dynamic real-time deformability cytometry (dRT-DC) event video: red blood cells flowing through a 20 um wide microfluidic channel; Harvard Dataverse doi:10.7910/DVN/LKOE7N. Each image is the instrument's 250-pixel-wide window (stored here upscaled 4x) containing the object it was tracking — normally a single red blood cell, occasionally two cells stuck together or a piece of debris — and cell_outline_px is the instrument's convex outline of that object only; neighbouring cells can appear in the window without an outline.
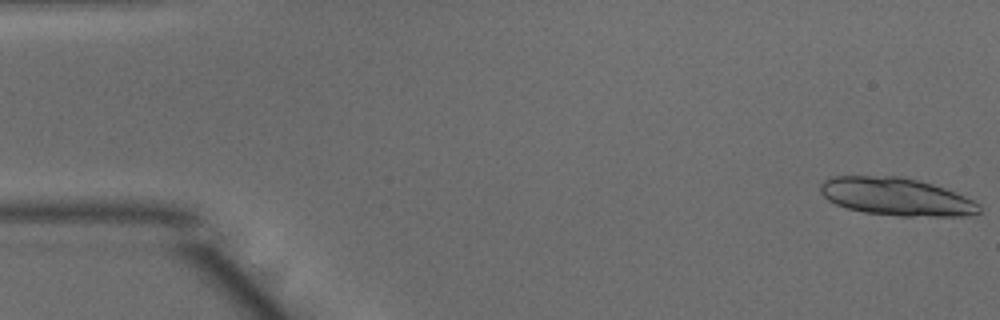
{"species": "common noctule bat (a hibernating species)", "species_latin": "Nyctalus noctula", "temperature_condition": "warm", "stored_images_in_passage": 22, "camera_frame_rate_fps": 3000, "um_per_image_px": 0.085, "animal": {"sex": "male", "body_mass_g": 15.6}, "frame": {"image": 1, "passage_image": 1, "time_ms": 0.0, "image_size_px": [1000, 320], "cell_outline_px": [[980, 212], [972, 216], [900, 216], [864, 212], [848, 208], [836, 204], [828, 200], [820, 192], [820, 184], [824, 180], [832, 176], [896, 176], [916, 180], [932, 184], [944, 188], [964, 196], [980, 204]], "centroid_in_image_um": [76.18, 16.72], "position_along_channel_um": 8.8, "area_um2": 34.85}}
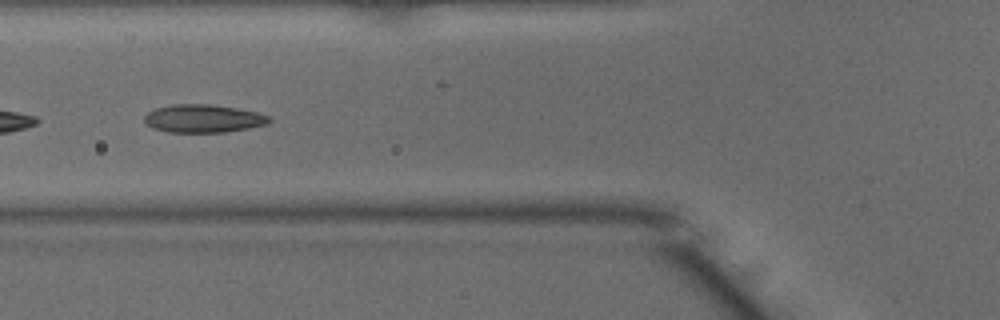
{"frame": {"image": 2, "passage_image": 19, "time_ms": 6.0, "image_size_px": [1000, 320], "cell_outline_px": [[272, 120], [264, 124], [248, 128], [224, 132], [168, 132], [152, 128], [144, 124], [144, 116], [148, 112], [156, 108], [172, 104], [208, 104], [236, 108], [256, 112], [272, 116]], "centroid_in_image_um": [17.24, 10.07], "position_along_channel_um": 108.6, "area_um2": 20.4}}